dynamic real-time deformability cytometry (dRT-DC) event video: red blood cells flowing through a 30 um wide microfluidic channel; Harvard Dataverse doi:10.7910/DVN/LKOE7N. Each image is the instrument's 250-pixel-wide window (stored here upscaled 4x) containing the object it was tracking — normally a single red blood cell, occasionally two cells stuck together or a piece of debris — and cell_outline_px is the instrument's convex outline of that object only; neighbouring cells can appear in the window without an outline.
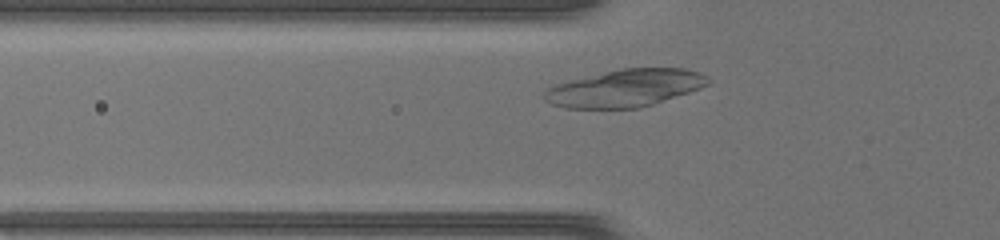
{"species": "common noctule bat (a hibernating species)", "species_latin": "Nyctalus noctula", "temperature_condition": "warm", "stored_images_in_passage": 35, "camera_frame_rate_fps": 3000, "um_per_image_px": 0.085, "animal": {"sex": "female", "body_mass_g": 17.0, "forearm_length_mm": 48.0}, "frame": {"image": 1, "passage_image": 5, "time_ms": 1.333, "image_size_px": [1000, 240], "cell_outline_px": [[712, 80], [708, 84], [700, 88], [652, 104], [636, 108], [564, 108], [552, 104], [544, 100], [544, 92], [552, 84], [568, 80], [620, 68], [684, 68], [700, 72], [708, 76]], "centroid_in_image_um": [53.12, 7.48], "position_along_channel_um": 72.7, "area_um2": 35.72}}
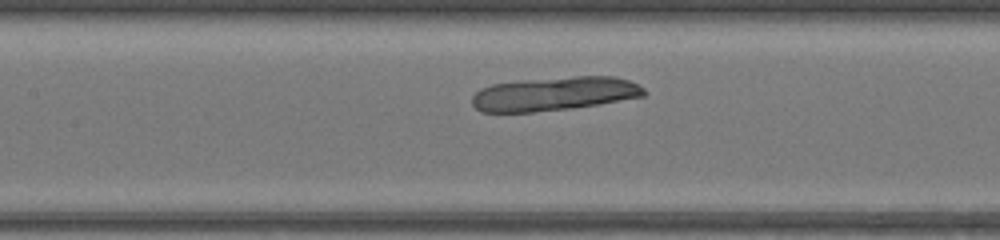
{"frame": {"image": 2, "passage_image": 11, "time_ms": 3.333, "image_size_px": [1000, 240], "cell_outline_px": [[644, 96], [600, 104], [572, 108], [532, 112], [480, 112], [472, 104], [472, 96], [480, 88], [492, 84], [524, 80], [576, 76], [616, 76], [628, 80], [644, 88]], "centroid_in_image_um": [47.1, 7.97], "position_along_channel_um": 160.3, "area_um2": 33.87}}
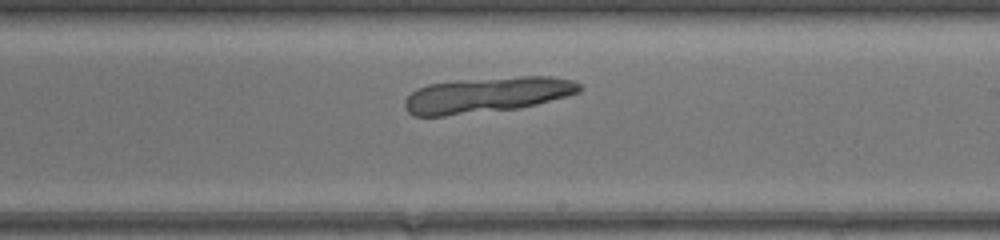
{"frame": {"image": 3, "passage_image": 17, "time_ms": 5.333, "image_size_px": [1000, 240], "cell_outline_px": [[584, 88], [580, 92], [536, 104], [516, 108], [444, 116], [412, 116], [404, 108], [404, 100], [416, 88], [428, 84], [456, 80], [520, 76], [552, 76], [576, 80]], "centroid_in_image_um": [41.38, 8.05], "position_along_channel_um": 247.6, "area_um2": 36.41}}